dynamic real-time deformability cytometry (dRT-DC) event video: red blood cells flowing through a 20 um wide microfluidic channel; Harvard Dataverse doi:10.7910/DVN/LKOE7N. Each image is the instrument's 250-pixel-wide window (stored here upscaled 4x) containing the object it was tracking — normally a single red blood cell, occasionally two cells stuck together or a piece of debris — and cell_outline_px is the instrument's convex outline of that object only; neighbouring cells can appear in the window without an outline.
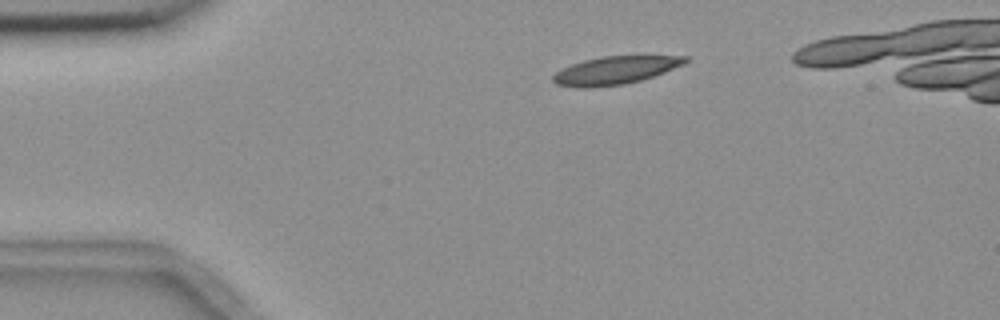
{"species": "common noctule bat (a hibernating species)", "species_latin": "Nyctalus noctula", "temperature_condition": "room temperature", "stored_images_in_passage": 6, "camera_frame_rate_fps": 3000, "um_per_image_px": 0.085, "animal": {"sex": "female", "body_mass_g": 18.4}, "frame": {"image": 1, "passage_image": 3, "time_ms": 2.333, "image_size_px": [1000, 320], "cell_outline_px": [[688, 60], [684, 64], [664, 72], [640, 80], [624, 84], [588, 88], [580, 88], [556, 84], [552, 80], [552, 76], [560, 68], [584, 60], [600, 56], [688, 56]], "centroid_in_image_um": [52.24, 5.97], "position_along_channel_um": 32.8, "area_um2": 21.44}}